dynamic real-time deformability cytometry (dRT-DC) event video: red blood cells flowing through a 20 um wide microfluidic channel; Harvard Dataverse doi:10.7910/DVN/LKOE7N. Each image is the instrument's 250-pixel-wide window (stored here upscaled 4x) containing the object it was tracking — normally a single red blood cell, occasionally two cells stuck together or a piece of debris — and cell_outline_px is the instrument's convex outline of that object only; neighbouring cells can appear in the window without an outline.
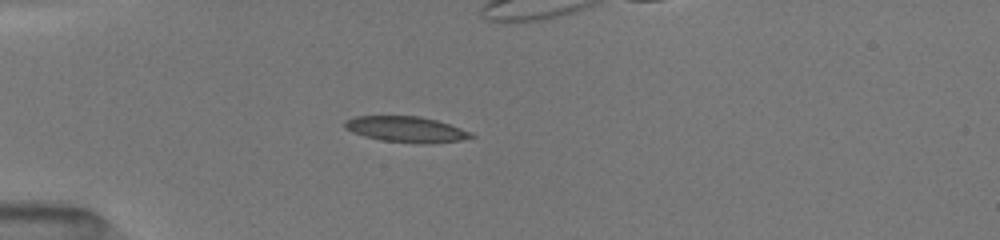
{"species": "common noctule bat (a hibernating species)", "species_latin": "Nyctalus noctula", "temperature_condition": "room temperature", "stored_images_in_passage": 22, "camera_frame_rate_fps": 3000, "um_per_image_px": 0.085, "animal": {"sex": "female", "body_mass_g": 19.5, "forearm_length_mm": 54.1}, "frame": {"image": 1, "passage_image": 13, "time_ms": 4.0, "image_size_px": [1000, 240], "cell_outline_px": [[476, 136], [460, 140], [424, 144], [380, 140], [364, 136], [352, 132], [344, 128], [344, 120], [356, 116], [420, 116], [436, 120], [472, 132]], "centroid_in_image_um": [34.49, 10.99], "position_along_channel_um": 50.5, "area_um2": 18.96}}
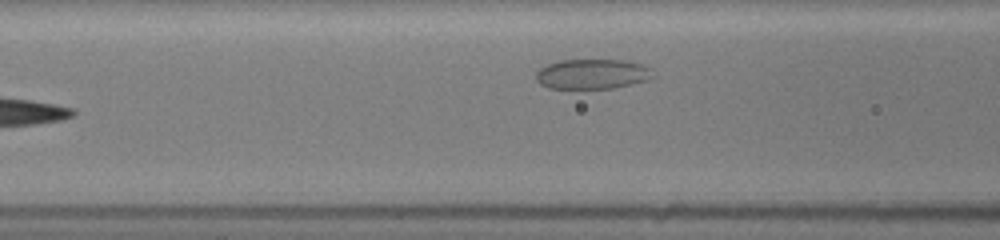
{"frame": {"image": 2, "passage_image": 22, "time_ms": 7.333, "image_size_px": [1000, 240], "cell_outline_px": [[656, 76], [648, 80], [612, 88], [548, 88], [540, 84], [536, 80], [536, 72], [540, 68], [548, 64], [560, 60], [624, 60], [640, 64], [652, 68]], "centroid_in_image_um": [50.37, 6.29], "position_along_channel_um": 116.2, "area_um2": 20.46}}